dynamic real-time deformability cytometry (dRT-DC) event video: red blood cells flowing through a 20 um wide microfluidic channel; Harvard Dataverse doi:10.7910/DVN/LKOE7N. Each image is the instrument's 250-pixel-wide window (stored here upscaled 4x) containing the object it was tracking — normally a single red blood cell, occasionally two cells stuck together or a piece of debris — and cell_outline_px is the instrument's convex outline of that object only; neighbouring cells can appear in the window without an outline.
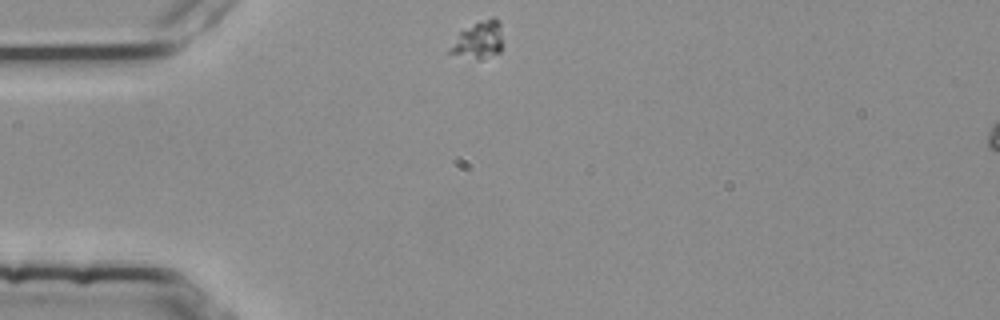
{"species": "common noctule bat (a hibernating species)", "species_latin": "Nyctalus noctula", "temperature_condition": "room temperature", "stored_images_in_passage": 45, "camera_frame_rate_fps": 3000, "um_per_image_px": 0.085, "animal": {"sex": "female", "body_mass_g": 25.1}, "frame": {"image": 1, "passage_image": 1, "time_ms": 0.0, "image_size_px": [1000, 320], "cell_outline_px": [[500, 52], [480, 60], [444, 52], [460, 32], [480, 20], [492, 16], [500, 20]], "centroid_in_image_um": [40.63, 3.4], "position_along_channel_um": 44.4, "area_um2": 11.44}}
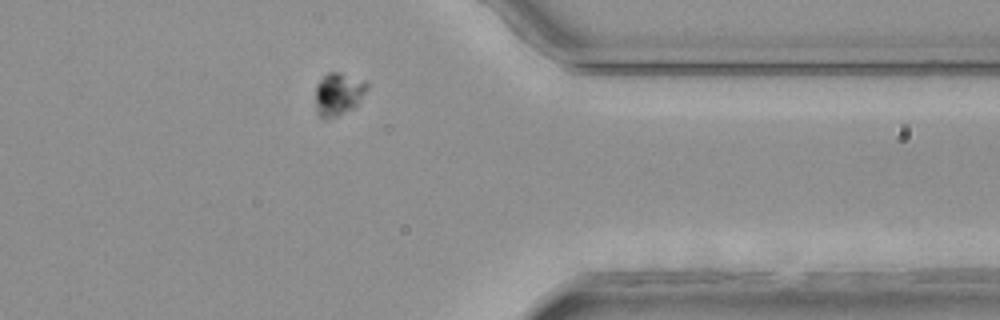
{"frame": {"image": 2, "passage_image": 33, "time_ms": 10.667, "image_size_px": [1000, 320], "cell_outline_px": [[368, 88], [356, 104], [352, 108], [336, 116], [324, 120], [316, 112], [316, 84], [328, 72], [340, 72], [364, 80], [368, 84]], "centroid_in_image_um": [28.74, 7.98], "position_along_channel_um": 382.7, "area_um2": 12.72}}
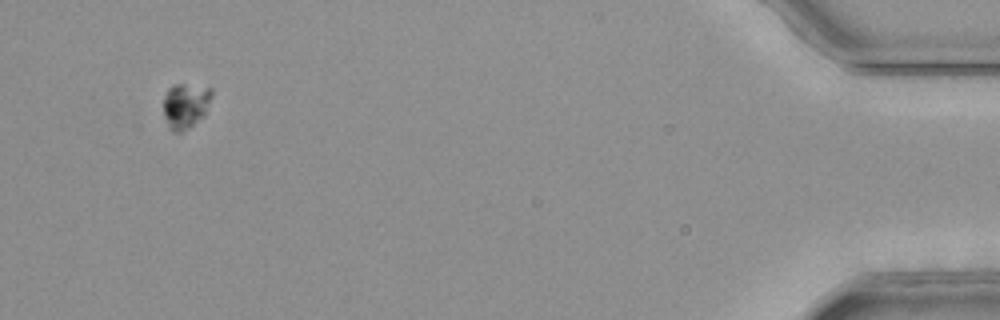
{"frame": {"image": 3, "passage_image": 42, "time_ms": 13.667, "image_size_px": [1000, 320], "cell_outline_px": [[212, 96], [204, 116], [188, 128], [180, 132], [172, 132], [168, 128], [164, 116], [164, 96], [168, 88], [176, 84], [184, 84], [212, 88]], "centroid_in_image_um": [15.76, 8.98], "position_along_channel_um": 419.4, "area_um2": 12.77}}